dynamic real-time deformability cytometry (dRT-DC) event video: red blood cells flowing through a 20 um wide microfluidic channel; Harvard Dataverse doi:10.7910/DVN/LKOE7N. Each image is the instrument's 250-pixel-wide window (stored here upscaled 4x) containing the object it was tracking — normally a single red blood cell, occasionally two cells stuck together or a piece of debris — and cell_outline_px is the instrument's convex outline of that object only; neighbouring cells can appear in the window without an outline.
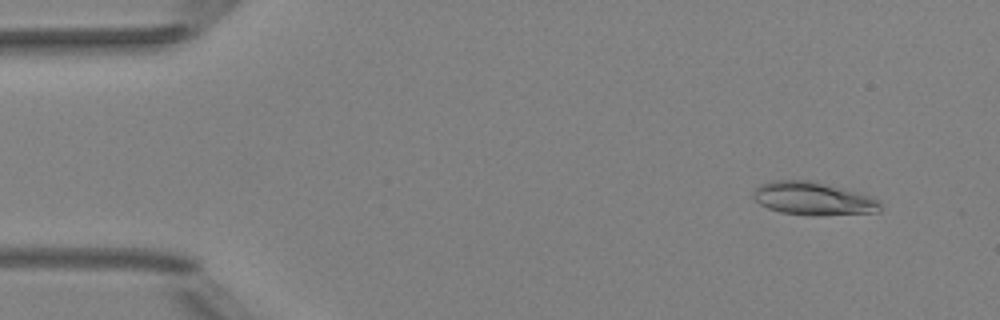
{"species": "Egyptian fruit bat (a non-hibernating species)", "species_latin": "Rousettus aegyptiacus", "temperature_condition": "room temperature", "stored_images_in_passage": 5, "camera_frame_rate_fps": 3000, "um_per_image_px": 0.085, "animal": {"sex": "female"}, "frame": {"image": 1, "passage_image": 2, "time_ms": 1.333, "image_size_px": [1000, 320], "cell_outline_px": [[880, 212], [820, 216], [812, 216], [780, 212], [768, 208], [760, 204], [752, 196], [752, 192], [760, 184], [772, 180], [816, 180], [860, 192], [872, 196], [880, 200]], "centroid_in_image_um": [69.15, 16.87], "position_along_channel_um": 15.8, "area_um2": 25.14}}